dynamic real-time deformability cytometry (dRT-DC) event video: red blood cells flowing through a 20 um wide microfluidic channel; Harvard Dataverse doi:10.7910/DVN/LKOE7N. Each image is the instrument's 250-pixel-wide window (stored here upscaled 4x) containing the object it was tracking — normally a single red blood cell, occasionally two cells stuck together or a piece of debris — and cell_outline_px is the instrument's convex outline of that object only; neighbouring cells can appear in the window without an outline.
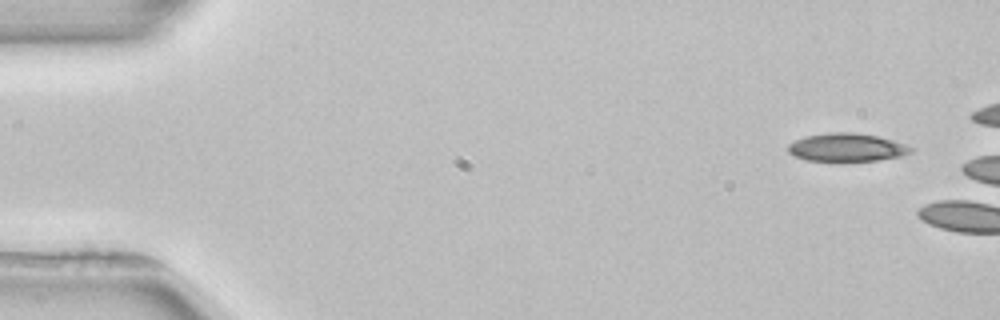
{"species": "common noctule bat (a hibernating species)", "species_latin": "Nyctalus noctula", "temperature_condition": "room temperature", "stored_images_in_passage": 4, "segment_of_instrument_passage": [2, 2], "camera_frame_rate_fps": 3000, "um_per_image_px": 0.085, "animal": {"sex": "female", "body_mass_g": 22.7, "forearm_length_mm": 54.2}, "frame": {"image": 1, "passage_image": 4, "time_ms": 4.333, "image_size_px": [1000, 320], "cell_outline_px": [[916, 148], [912, 152], [900, 156], [880, 160], [808, 160], [796, 156], [788, 152], [788, 144], [804, 136], [832, 132], [852, 132], [880, 136], [908, 144]], "centroid_in_image_um": [72.05, 12.51], "position_along_channel_um": 13.0, "area_um2": 20.11}}